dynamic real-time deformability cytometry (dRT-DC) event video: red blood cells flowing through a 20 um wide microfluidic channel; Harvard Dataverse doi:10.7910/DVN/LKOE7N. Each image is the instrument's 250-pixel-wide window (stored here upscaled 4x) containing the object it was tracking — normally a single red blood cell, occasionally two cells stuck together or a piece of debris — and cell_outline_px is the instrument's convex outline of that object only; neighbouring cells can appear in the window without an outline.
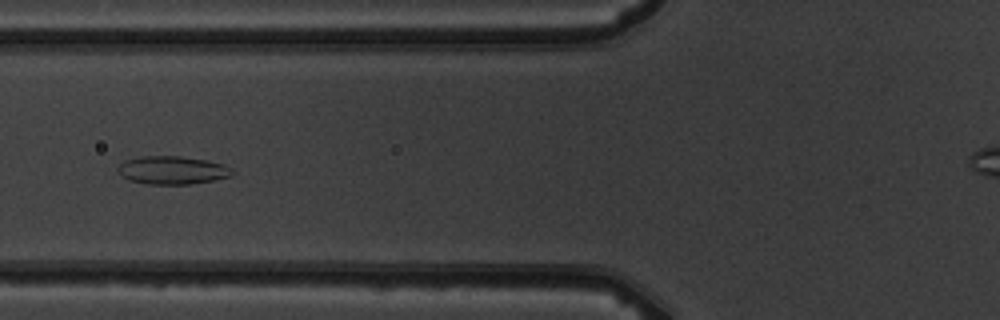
{"species": "common noctule bat (a hibernating species)", "species_latin": "Nyctalus noctula", "temperature_condition": "warm", "stored_images_in_passage": 7, "camera_frame_rate_fps": 3000, "um_per_image_px": 0.085, "animal": {"sex": "male", "body_mass_g": 19.5, "forearm_length_mm": 54.6}, "frame": {"image": 1, "passage_image": 6, "time_ms": 6.0, "image_size_px": [1000, 320], "cell_outline_px": [[236, 172], [232, 176], [192, 184], [148, 184], [128, 180], [120, 176], [116, 168], [124, 160], [140, 156], [180, 156], [208, 160], [224, 164], [232, 168]], "centroid_in_image_um": [14.65, 14.46], "position_along_channel_um": 111.2, "area_um2": 19.07}}